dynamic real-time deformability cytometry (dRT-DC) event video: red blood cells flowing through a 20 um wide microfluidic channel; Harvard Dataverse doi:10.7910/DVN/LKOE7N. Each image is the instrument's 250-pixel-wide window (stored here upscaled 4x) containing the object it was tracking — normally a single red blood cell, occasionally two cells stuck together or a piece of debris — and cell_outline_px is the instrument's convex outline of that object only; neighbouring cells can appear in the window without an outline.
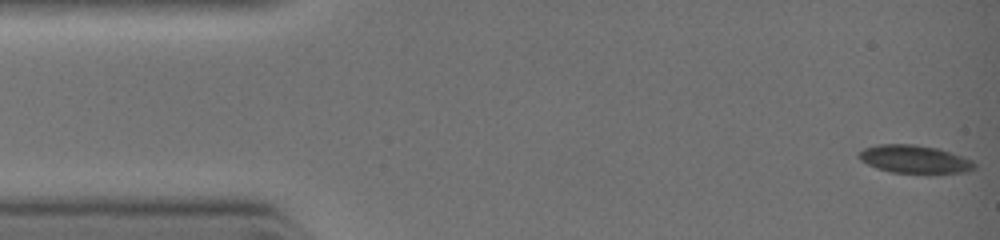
{"species": "common noctule bat (a hibernating species)", "species_latin": "Nyctalus noctula", "temperature_condition": "warm", "stored_images_in_passage": 13, "camera_frame_rate_fps": 3000, "um_per_image_px": 0.085, "animal": {"sex": "female", "body_mass_g": 19.0, "forearm_length_mm": 51.5}, "frame": {"image": 1, "passage_image": 1, "time_ms": 0.0, "image_size_px": [1000, 240], "cell_outline_px": [[972, 168], [960, 172], [892, 172], [868, 164], [860, 160], [860, 152], [864, 148], [880, 144], [916, 144], [936, 148], [960, 156], [968, 160], [972, 164]], "centroid_in_image_um": [77.63, 13.5], "position_along_channel_um": 7.4, "area_um2": 17.8}}
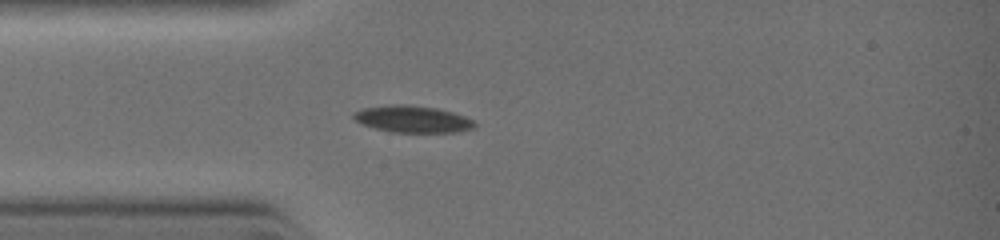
{"frame": {"image": 2, "passage_image": 7, "time_ms": 2.667, "image_size_px": [1000, 240], "cell_outline_px": [[476, 124], [472, 128], [452, 132], [392, 132], [376, 128], [364, 124], [356, 120], [352, 116], [356, 112], [364, 108], [388, 104], [408, 104], [436, 108], [452, 112], [464, 116], [472, 120]], "centroid_in_image_um": [35.06, 10.11], "position_along_channel_um": 49.9, "area_um2": 18.61}}
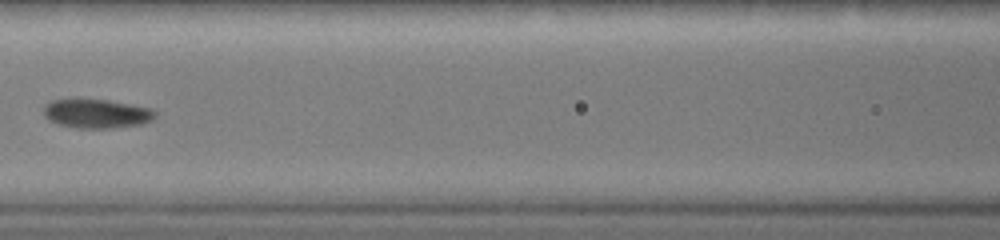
{"frame": {"image": 3, "passage_image": 12, "time_ms": 4.667, "image_size_px": [1000, 240], "cell_outline_px": [[156, 116], [152, 120], [140, 124], [108, 128], [76, 128], [60, 124], [48, 120], [44, 116], [44, 108], [52, 100], [108, 100], [148, 108], [156, 112]], "centroid_in_image_um": [8.21, 9.67], "position_along_channel_um": 158.4, "area_um2": 18.38}}